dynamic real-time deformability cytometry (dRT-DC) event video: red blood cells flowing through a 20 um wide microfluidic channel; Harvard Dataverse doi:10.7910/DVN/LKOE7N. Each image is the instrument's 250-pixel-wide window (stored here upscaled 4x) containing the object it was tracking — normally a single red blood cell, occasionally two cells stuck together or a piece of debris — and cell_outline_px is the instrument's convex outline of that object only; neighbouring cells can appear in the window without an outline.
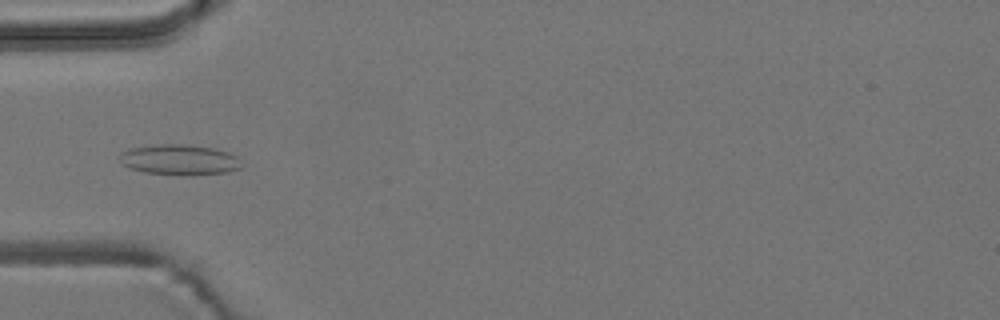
{"species": "common noctule bat (a hibernating species)", "species_latin": "Nyctalus noctula", "temperature_condition": "room temperature", "stored_images_in_passage": 6, "camera_frame_rate_fps": 3000, "um_per_image_px": 0.085, "animal": {"sex": "male", "body_mass_g": 19.2, "forearm_length_mm": 51.8}, "frame": {"image": 1, "passage_image": 5, "time_ms": 5.333, "image_size_px": [1000, 320], "cell_outline_px": [[244, 164], [240, 168], [228, 172], [144, 172], [128, 168], [120, 164], [120, 152], [128, 148], [160, 144], [184, 144], [212, 148], [228, 152], [236, 156]], "centroid_in_image_um": [15.2, 13.52], "position_along_channel_um": 69.8, "area_um2": 20.75}}
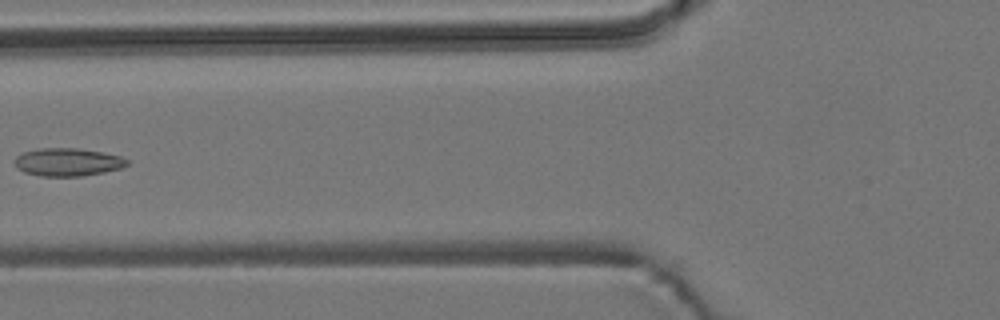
{"frame": {"image": 2, "passage_image": 6, "time_ms": 6.667, "image_size_px": [1000, 320], "cell_outline_px": [[128, 164], [120, 168], [104, 172], [80, 176], [40, 176], [24, 172], [16, 168], [16, 156], [24, 152], [44, 148], [80, 148], [104, 152], [120, 156], [128, 160]], "centroid_in_image_um": [5.77, 13.77], "position_along_channel_um": 120.0, "area_um2": 18.21}}